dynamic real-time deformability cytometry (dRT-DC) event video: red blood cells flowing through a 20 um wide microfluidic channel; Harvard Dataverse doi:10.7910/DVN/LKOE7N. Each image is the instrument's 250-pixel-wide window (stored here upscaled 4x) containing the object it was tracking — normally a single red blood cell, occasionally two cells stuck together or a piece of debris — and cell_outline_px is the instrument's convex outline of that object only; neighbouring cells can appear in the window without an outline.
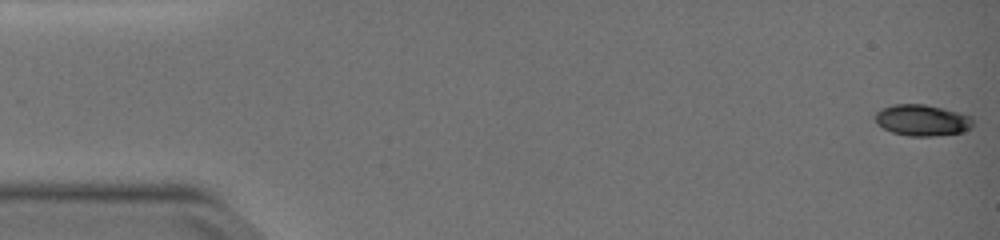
{"species": "common noctule bat (a hibernating species)", "species_latin": "Nyctalus noctula", "temperature_condition": "warm", "stored_images_in_passage": 51, "camera_frame_rate_fps": 3000, "um_per_image_px": 0.085, "animal": {"sex": "female", "body_mass_g": 19.0, "forearm_length_mm": 51.5}, "frame": {"image": 1, "passage_image": 1, "time_ms": 0.0, "image_size_px": [1000, 240], "cell_outline_px": [[972, 128], [960, 132], [932, 136], [908, 136], [892, 132], [876, 124], [876, 112], [880, 108], [892, 104], [924, 104], [944, 108], [960, 112], [972, 116]], "centroid_in_image_um": [78.38, 10.2], "position_along_channel_um": 6.6, "area_um2": 17.92}}
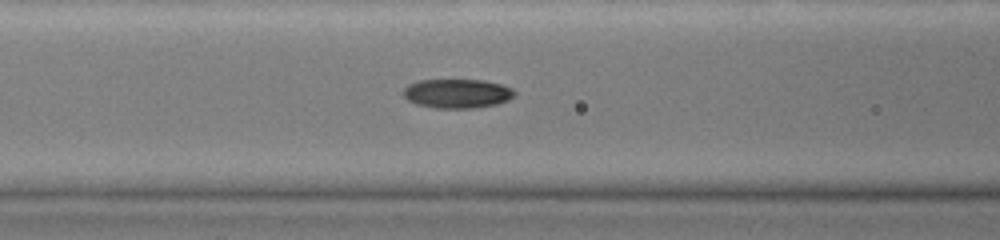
{"frame": {"image": 2, "passage_image": 22, "time_ms": 7.0, "image_size_px": [1000, 240], "cell_outline_px": [[516, 92], [508, 100], [496, 104], [476, 108], [436, 108], [416, 104], [408, 100], [404, 96], [404, 88], [408, 84], [420, 80], [484, 80], [500, 84], [512, 88]], "centroid_in_image_um": [38.86, 7.95], "position_along_channel_um": 127.7, "area_um2": 18.84}}
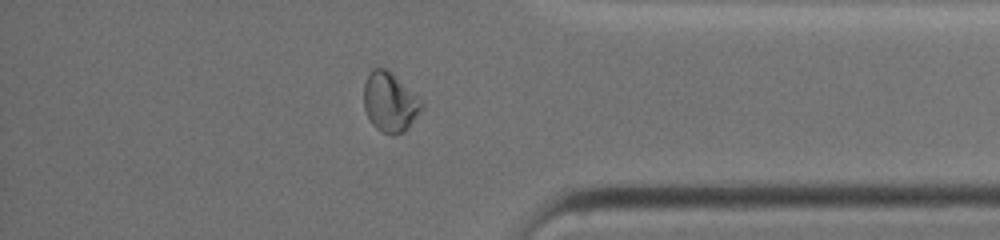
{"frame": {"image": 3, "passage_image": 44, "time_ms": 14.333, "image_size_px": [1000, 240], "cell_outline_px": [[424, 108], [408, 128], [404, 132], [392, 136], [376, 128], [372, 124], [364, 108], [364, 84], [372, 68], [388, 68], [424, 104]], "centroid_in_image_um": [33.14, 8.69], "position_along_channel_um": 402.1, "area_um2": 20.0}, "authors_computed_cell_mechanics": {"area_um2": 18.6116, "velocity_mm_per_s": 3.8383, "shape_relaxation_time_tau1_ms": 6.2225, "shape_relaxation_time_tau2_ms": 4.5155, "deformation_change_tau1": 0.243, "deformation_change_tau2": 0.0528}}